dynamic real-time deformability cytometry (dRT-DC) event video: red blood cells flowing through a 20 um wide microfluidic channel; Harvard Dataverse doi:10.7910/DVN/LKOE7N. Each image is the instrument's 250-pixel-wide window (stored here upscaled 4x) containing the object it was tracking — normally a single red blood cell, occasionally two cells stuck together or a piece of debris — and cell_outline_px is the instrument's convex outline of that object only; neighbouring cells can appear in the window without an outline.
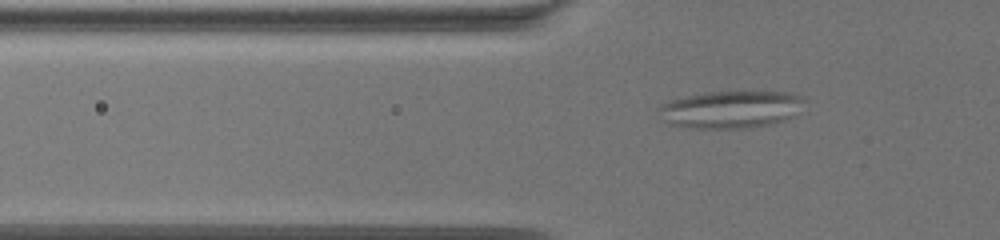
{"species": "common noctule bat (a hibernating species)", "species_latin": "Nyctalus noctula", "temperature_condition": "warm", "stored_images_in_passage": 54, "camera_frame_rate_fps": 3000, "um_per_image_px": 0.085, "animal": {"sex": "female", "body_mass_g": 19.5, "forearm_length_mm": 54.1}, "frame": {"image": 1, "passage_image": 7, "time_ms": 2.0, "image_size_px": [1000, 240], "cell_outline_px": [[804, 100], [796, 116], [772, 124], [740, 128], [692, 128], [672, 124], [660, 120], [656, 112], [656, 108], [672, 100], [688, 96], [708, 92], [792, 92], [804, 96]], "centroid_in_image_um": [62.12, 9.3], "position_along_channel_um": 63.7, "area_um2": 31.79}}
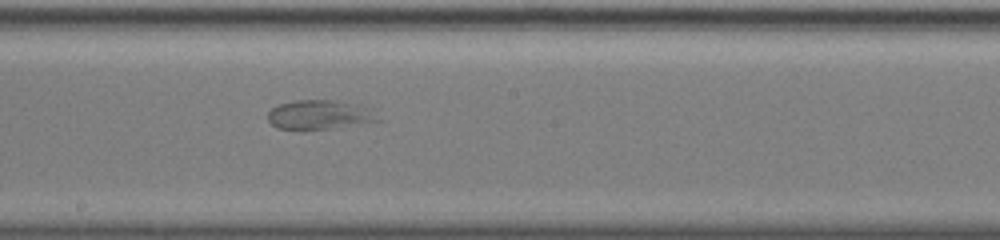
{"frame": {"image": 2, "passage_image": 24, "time_ms": 7.667, "image_size_px": [1000, 240], "cell_outline_px": [[380, 120], [332, 128], [276, 128], [268, 120], [268, 112], [272, 108], [280, 104], [296, 100], [336, 100], [372, 108]], "centroid_in_image_um": [27.16, 9.73], "position_along_channel_um": 221.0, "area_um2": 18.32}}
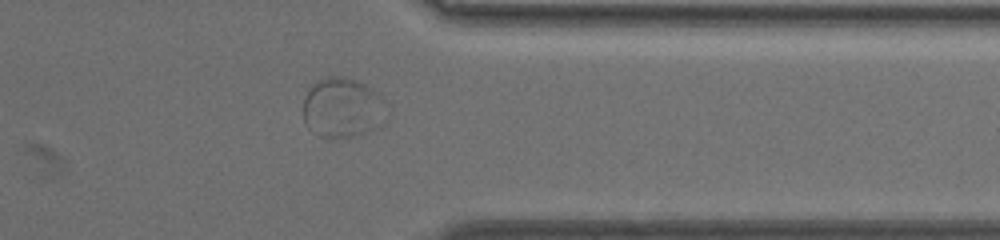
{"frame": {"image": 3, "passage_image": 41, "time_ms": 13.333, "image_size_px": [1000, 240], "cell_outline_px": [[388, 120], [384, 124], [368, 132], [336, 140], [332, 140], [320, 136], [312, 132], [304, 124], [304, 96], [308, 88], [316, 80], [328, 76], [344, 76], [356, 80], [372, 88], [388, 100]], "centroid_in_image_um": [29.17, 9.18], "position_along_channel_um": 382.2, "area_um2": 30.52}}